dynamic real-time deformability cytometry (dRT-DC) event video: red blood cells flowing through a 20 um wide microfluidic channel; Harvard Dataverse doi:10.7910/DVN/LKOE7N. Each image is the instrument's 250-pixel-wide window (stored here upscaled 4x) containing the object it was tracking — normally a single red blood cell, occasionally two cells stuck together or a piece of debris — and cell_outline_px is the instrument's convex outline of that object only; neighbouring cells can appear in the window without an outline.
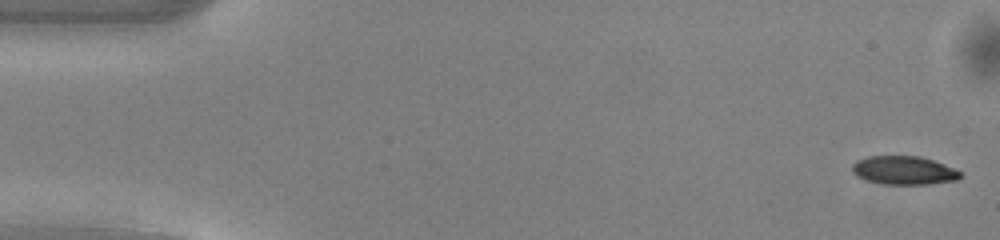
{"species": "common noctule bat (a hibernating species)", "species_latin": "Nyctalus noctula", "temperature_condition": "warm", "stored_images_in_passage": 50, "camera_frame_rate_fps": 3000, "um_per_image_px": 0.085, "animal": {"sex": "male", "body_mass_g": 13.0, "forearm_length_mm": 53.1}, "frame": {"image": 1, "passage_image": 1, "time_ms": 0.0, "image_size_px": [1000, 240], "cell_outline_px": [[960, 176], [956, 180], [928, 184], [884, 184], [864, 180], [856, 176], [852, 172], [852, 164], [856, 160], [868, 156], [920, 156], [944, 164], [960, 172]], "centroid_in_image_um": [76.76, 14.48], "position_along_channel_um": 8.2, "area_um2": 17.92}}
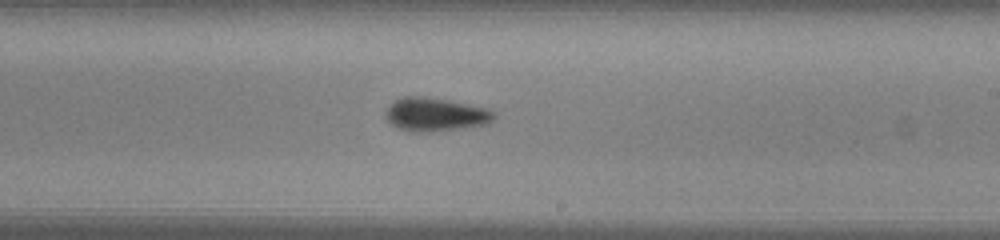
{"frame": {"image": 2, "passage_image": 29, "time_ms": 9.333, "image_size_px": [1000, 240], "cell_outline_px": [[496, 116], [488, 124], [464, 128], [428, 132], [408, 132], [396, 128], [388, 124], [384, 116], [384, 112], [396, 100], [404, 96], [420, 96], [448, 100], [488, 108], [496, 112]], "centroid_in_image_um": [36.99, 9.75], "position_along_channel_um": 252.0, "area_um2": 21.5}}
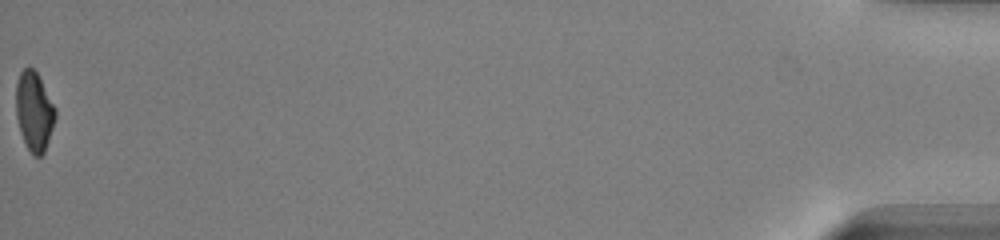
{"frame": {"image": 3, "passage_image": 50, "time_ms": 16.333, "image_size_px": [1000, 240], "cell_outline_px": [[56, 116], [44, 152], [40, 156], [36, 156], [28, 148], [20, 132], [16, 116], [16, 84], [20, 72], [28, 64], [36, 72], [56, 108]], "centroid_in_image_um": [2.89, 9.42], "position_along_channel_um": 432.3, "area_um2": 17.92}, "authors_computed_cell_mechanics": {"area_um2": 19.4208, "velocity_mm_per_s": 4.1072, "shape_relaxation_time_tau1_ms": 2.8215, "shape_relaxation_time_tau2_ms": 9.0199, "deformation_change_tau1": 0.1378, "deformation_change_tau2": 0.1847}}